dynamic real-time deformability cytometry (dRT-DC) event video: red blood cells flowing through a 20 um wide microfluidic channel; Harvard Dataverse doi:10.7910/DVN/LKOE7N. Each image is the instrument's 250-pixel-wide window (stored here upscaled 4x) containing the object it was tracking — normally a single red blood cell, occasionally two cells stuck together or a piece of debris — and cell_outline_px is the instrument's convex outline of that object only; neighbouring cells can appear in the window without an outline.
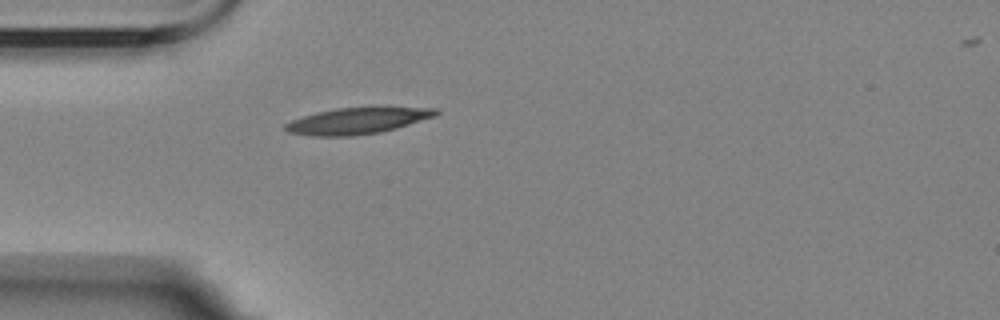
{"species": "Egyptian fruit bat (a non-hibernating species)", "species_latin": "Rousettus aegyptiacus", "temperature_condition": "room temperature", "stored_images_in_passage": 2, "camera_frame_rate_fps": 3000, "um_per_image_px": 0.085, "animal": {"sex": "female"}, "frame": {"image": 1, "passage_image": 1, "time_ms": 0.0, "image_size_px": [1000, 320], "cell_outline_px": [[440, 112], [436, 116], [396, 128], [380, 132], [352, 136], [312, 136], [288, 132], [284, 128], [284, 124], [292, 120], [316, 112], [336, 108], [372, 104], [380, 104], [440, 108]], "centroid_in_image_um": [30.51, 10.2], "position_along_channel_um": 54.5, "area_um2": 24.39}}